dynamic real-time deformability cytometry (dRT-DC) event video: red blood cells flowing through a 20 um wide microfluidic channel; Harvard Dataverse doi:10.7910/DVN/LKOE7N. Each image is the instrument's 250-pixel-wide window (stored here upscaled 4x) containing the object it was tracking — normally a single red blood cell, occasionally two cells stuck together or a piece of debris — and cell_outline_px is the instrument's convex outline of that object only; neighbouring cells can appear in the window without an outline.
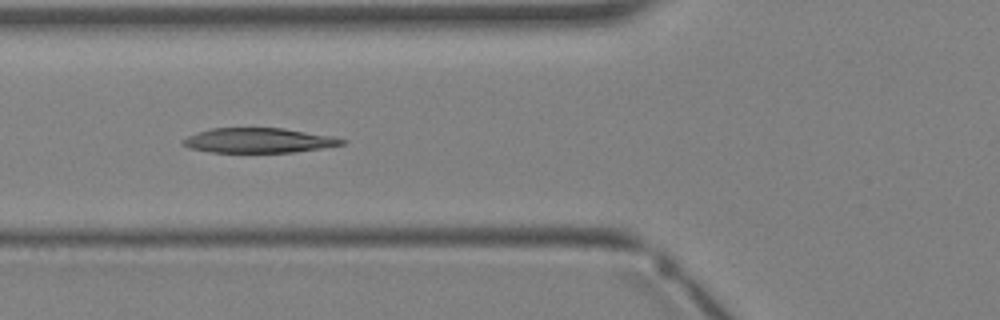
{"species": "Egyptian fruit bat (a non-hibernating species)", "species_latin": "Rousettus aegyptiacus", "temperature_condition": "warm", "stored_images_in_passage": 4, "camera_frame_rate_fps": 3000, "um_per_image_px": 0.085, "animal": {"sex": "female"}, "frame": {"image": 1, "passage_image": 4, "time_ms": 3.667, "image_size_px": [1000, 320], "cell_outline_px": [[348, 140], [344, 144], [324, 148], [292, 152], [208, 152], [188, 148], [180, 144], [188, 136], [196, 132], [212, 128], [284, 128], [332, 136]], "centroid_in_image_um": [21.98, 11.94], "position_along_channel_um": 103.8, "area_um2": 23.06}}